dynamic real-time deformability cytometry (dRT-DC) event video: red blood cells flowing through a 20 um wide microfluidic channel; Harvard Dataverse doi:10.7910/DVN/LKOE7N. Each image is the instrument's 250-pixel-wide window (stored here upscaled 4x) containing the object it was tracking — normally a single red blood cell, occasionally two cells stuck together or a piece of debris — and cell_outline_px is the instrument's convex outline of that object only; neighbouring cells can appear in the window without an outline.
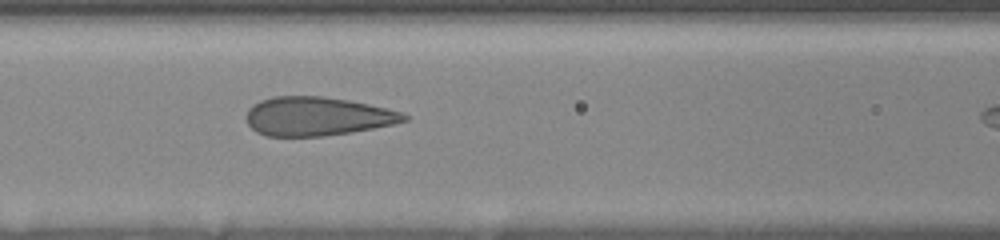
{"species": "human", "species_latin": "Homo sapiens", "temperature_condition": "room temperature", "stored_images_in_passage": 15, "camera_frame_rate_fps": 3000, "um_per_image_px": 0.085, "donor": {"sex": "female"}, "frame": {"image": 1, "passage_image": 11, "time_ms": 5.0, "image_size_px": [1000, 240], "cell_outline_px": [[408, 120], [392, 124], [352, 132], [324, 136], [268, 136], [256, 132], [248, 124], [244, 116], [248, 108], [252, 104], [260, 100], [272, 96], [324, 96], [348, 100], [368, 104], [400, 112], [408, 116]], "centroid_in_image_um": [26.89, 9.88], "position_along_channel_um": 139.7, "area_um2": 35.66}}